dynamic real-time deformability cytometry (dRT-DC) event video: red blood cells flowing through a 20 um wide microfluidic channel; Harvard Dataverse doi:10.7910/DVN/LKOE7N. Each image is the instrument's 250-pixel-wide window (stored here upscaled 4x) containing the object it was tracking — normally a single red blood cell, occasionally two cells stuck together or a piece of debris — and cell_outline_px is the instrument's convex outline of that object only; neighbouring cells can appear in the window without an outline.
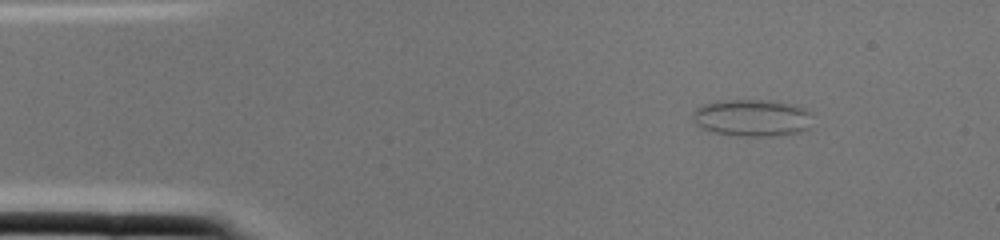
{"species": "common noctule bat (a hibernating species)", "species_latin": "Nyctalus noctula", "temperature_condition": "cold", "stored_images_in_passage": 1, "camera_frame_rate_fps": 3000, "um_per_image_px": 0.085, "animal": {"sex": "female", "body_mass_g": 22.0, "forearm_length_mm": 56.7}, "frame": {"image": 1, "passage_image": 1, "time_ms": 0.0, "image_size_px": [1000, 240], "cell_outline_px": [[812, 112], [808, 128], [800, 132], [772, 136], [736, 136], [712, 132], [700, 128], [692, 120], [692, 112], [696, 108], [704, 104], [716, 100], [768, 100], [796, 104]], "centroid_in_image_um": [63.9, 10.01], "position_along_channel_um": 21.1, "area_um2": 26.3}}